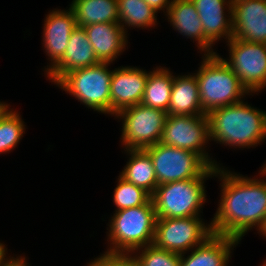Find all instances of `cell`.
<instances>
[{
  "instance_id": "15",
  "label": "cell",
  "mask_w": 266,
  "mask_h": 266,
  "mask_svg": "<svg viewBox=\"0 0 266 266\" xmlns=\"http://www.w3.org/2000/svg\"><path fill=\"white\" fill-rule=\"evenodd\" d=\"M232 37L266 44V0H232Z\"/></svg>"
},
{
  "instance_id": "21",
  "label": "cell",
  "mask_w": 266,
  "mask_h": 266,
  "mask_svg": "<svg viewBox=\"0 0 266 266\" xmlns=\"http://www.w3.org/2000/svg\"><path fill=\"white\" fill-rule=\"evenodd\" d=\"M121 152L127 161L118 174L152 196L158 183L149 153L145 149H124Z\"/></svg>"
},
{
  "instance_id": "4",
  "label": "cell",
  "mask_w": 266,
  "mask_h": 266,
  "mask_svg": "<svg viewBox=\"0 0 266 266\" xmlns=\"http://www.w3.org/2000/svg\"><path fill=\"white\" fill-rule=\"evenodd\" d=\"M111 214L107 217L105 251L132 253L153 244L157 218L152 199L146 205L113 211Z\"/></svg>"
},
{
  "instance_id": "16",
  "label": "cell",
  "mask_w": 266,
  "mask_h": 266,
  "mask_svg": "<svg viewBox=\"0 0 266 266\" xmlns=\"http://www.w3.org/2000/svg\"><path fill=\"white\" fill-rule=\"evenodd\" d=\"M84 28L76 27L63 57L43 76L52 86L70 71L99 64Z\"/></svg>"
},
{
  "instance_id": "19",
  "label": "cell",
  "mask_w": 266,
  "mask_h": 266,
  "mask_svg": "<svg viewBox=\"0 0 266 266\" xmlns=\"http://www.w3.org/2000/svg\"><path fill=\"white\" fill-rule=\"evenodd\" d=\"M164 18L177 35L190 39L197 53L204 55L203 26L191 0H172Z\"/></svg>"
},
{
  "instance_id": "25",
  "label": "cell",
  "mask_w": 266,
  "mask_h": 266,
  "mask_svg": "<svg viewBox=\"0 0 266 266\" xmlns=\"http://www.w3.org/2000/svg\"><path fill=\"white\" fill-rule=\"evenodd\" d=\"M12 106L0 114V155L10 154L18 148L28 129L19 108Z\"/></svg>"
},
{
  "instance_id": "22",
  "label": "cell",
  "mask_w": 266,
  "mask_h": 266,
  "mask_svg": "<svg viewBox=\"0 0 266 266\" xmlns=\"http://www.w3.org/2000/svg\"><path fill=\"white\" fill-rule=\"evenodd\" d=\"M117 7L119 24L129 36L130 29L150 31L160 25L158 13L144 0H117Z\"/></svg>"
},
{
  "instance_id": "23",
  "label": "cell",
  "mask_w": 266,
  "mask_h": 266,
  "mask_svg": "<svg viewBox=\"0 0 266 266\" xmlns=\"http://www.w3.org/2000/svg\"><path fill=\"white\" fill-rule=\"evenodd\" d=\"M155 65L156 67H153L148 74L141 104L167 112L170 104L174 72L170 67L164 66V64H162L163 66Z\"/></svg>"
},
{
  "instance_id": "18",
  "label": "cell",
  "mask_w": 266,
  "mask_h": 266,
  "mask_svg": "<svg viewBox=\"0 0 266 266\" xmlns=\"http://www.w3.org/2000/svg\"><path fill=\"white\" fill-rule=\"evenodd\" d=\"M240 244L236 238L213 234L201 245L181 254L180 266H230L234 250Z\"/></svg>"
},
{
  "instance_id": "17",
  "label": "cell",
  "mask_w": 266,
  "mask_h": 266,
  "mask_svg": "<svg viewBox=\"0 0 266 266\" xmlns=\"http://www.w3.org/2000/svg\"><path fill=\"white\" fill-rule=\"evenodd\" d=\"M83 28L87 33L95 56L101 63L115 64L117 59L129 49V35L119 23H97Z\"/></svg>"
},
{
  "instance_id": "13",
  "label": "cell",
  "mask_w": 266,
  "mask_h": 266,
  "mask_svg": "<svg viewBox=\"0 0 266 266\" xmlns=\"http://www.w3.org/2000/svg\"><path fill=\"white\" fill-rule=\"evenodd\" d=\"M191 1L203 26L204 54H216L218 44L232 38V0Z\"/></svg>"
},
{
  "instance_id": "24",
  "label": "cell",
  "mask_w": 266,
  "mask_h": 266,
  "mask_svg": "<svg viewBox=\"0 0 266 266\" xmlns=\"http://www.w3.org/2000/svg\"><path fill=\"white\" fill-rule=\"evenodd\" d=\"M68 6L74 11L80 28L97 23H119L117 0H72Z\"/></svg>"
},
{
  "instance_id": "5",
  "label": "cell",
  "mask_w": 266,
  "mask_h": 266,
  "mask_svg": "<svg viewBox=\"0 0 266 266\" xmlns=\"http://www.w3.org/2000/svg\"><path fill=\"white\" fill-rule=\"evenodd\" d=\"M216 168L210 166L194 179L158 185L152 195L156 218L203 217L209 203L206 183L214 178Z\"/></svg>"
},
{
  "instance_id": "27",
  "label": "cell",
  "mask_w": 266,
  "mask_h": 266,
  "mask_svg": "<svg viewBox=\"0 0 266 266\" xmlns=\"http://www.w3.org/2000/svg\"><path fill=\"white\" fill-rule=\"evenodd\" d=\"M139 266H180L181 254L157 248L154 244L132 252Z\"/></svg>"
},
{
  "instance_id": "35",
  "label": "cell",
  "mask_w": 266,
  "mask_h": 266,
  "mask_svg": "<svg viewBox=\"0 0 266 266\" xmlns=\"http://www.w3.org/2000/svg\"><path fill=\"white\" fill-rule=\"evenodd\" d=\"M259 168L266 174V161H264Z\"/></svg>"
},
{
  "instance_id": "9",
  "label": "cell",
  "mask_w": 266,
  "mask_h": 266,
  "mask_svg": "<svg viewBox=\"0 0 266 266\" xmlns=\"http://www.w3.org/2000/svg\"><path fill=\"white\" fill-rule=\"evenodd\" d=\"M224 44L228 51L226 58L217 54L234 71L250 94L260 95L266 90V44L233 37Z\"/></svg>"
},
{
  "instance_id": "10",
  "label": "cell",
  "mask_w": 266,
  "mask_h": 266,
  "mask_svg": "<svg viewBox=\"0 0 266 266\" xmlns=\"http://www.w3.org/2000/svg\"><path fill=\"white\" fill-rule=\"evenodd\" d=\"M213 235L211 222L204 217L159 218L153 244L178 254L189 252Z\"/></svg>"
},
{
  "instance_id": "30",
  "label": "cell",
  "mask_w": 266,
  "mask_h": 266,
  "mask_svg": "<svg viewBox=\"0 0 266 266\" xmlns=\"http://www.w3.org/2000/svg\"><path fill=\"white\" fill-rule=\"evenodd\" d=\"M158 14L166 15L172 0H144Z\"/></svg>"
},
{
  "instance_id": "26",
  "label": "cell",
  "mask_w": 266,
  "mask_h": 266,
  "mask_svg": "<svg viewBox=\"0 0 266 266\" xmlns=\"http://www.w3.org/2000/svg\"><path fill=\"white\" fill-rule=\"evenodd\" d=\"M116 186L112 192L114 211L146 205L152 196L144 189L122 178L119 174L115 180Z\"/></svg>"
},
{
  "instance_id": "14",
  "label": "cell",
  "mask_w": 266,
  "mask_h": 266,
  "mask_svg": "<svg viewBox=\"0 0 266 266\" xmlns=\"http://www.w3.org/2000/svg\"><path fill=\"white\" fill-rule=\"evenodd\" d=\"M150 71L140 65H121L113 68L110 83V117H114L122 109L141 104Z\"/></svg>"
},
{
  "instance_id": "6",
  "label": "cell",
  "mask_w": 266,
  "mask_h": 266,
  "mask_svg": "<svg viewBox=\"0 0 266 266\" xmlns=\"http://www.w3.org/2000/svg\"><path fill=\"white\" fill-rule=\"evenodd\" d=\"M112 63H99L65 74L54 86L74 97L80 105L110 117V83Z\"/></svg>"
},
{
  "instance_id": "3",
  "label": "cell",
  "mask_w": 266,
  "mask_h": 266,
  "mask_svg": "<svg viewBox=\"0 0 266 266\" xmlns=\"http://www.w3.org/2000/svg\"><path fill=\"white\" fill-rule=\"evenodd\" d=\"M199 56H202L199 67L192 73L197 78L201 107L205 114L255 96L247 91L217 53Z\"/></svg>"
},
{
  "instance_id": "1",
  "label": "cell",
  "mask_w": 266,
  "mask_h": 266,
  "mask_svg": "<svg viewBox=\"0 0 266 266\" xmlns=\"http://www.w3.org/2000/svg\"><path fill=\"white\" fill-rule=\"evenodd\" d=\"M213 179L220 188L216 211L210 218L213 234L240 242L251 230L258 234L266 222V174L259 168L258 173L244 176L221 165Z\"/></svg>"
},
{
  "instance_id": "28",
  "label": "cell",
  "mask_w": 266,
  "mask_h": 266,
  "mask_svg": "<svg viewBox=\"0 0 266 266\" xmlns=\"http://www.w3.org/2000/svg\"><path fill=\"white\" fill-rule=\"evenodd\" d=\"M85 266H131V253L103 251Z\"/></svg>"
},
{
  "instance_id": "32",
  "label": "cell",
  "mask_w": 266,
  "mask_h": 266,
  "mask_svg": "<svg viewBox=\"0 0 266 266\" xmlns=\"http://www.w3.org/2000/svg\"><path fill=\"white\" fill-rule=\"evenodd\" d=\"M0 100V114L10 105L11 102Z\"/></svg>"
},
{
  "instance_id": "29",
  "label": "cell",
  "mask_w": 266,
  "mask_h": 266,
  "mask_svg": "<svg viewBox=\"0 0 266 266\" xmlns=\"http://www.w3.org/2000/svg\"><path fill=\"white\" fill-rule=\"evenodd\" d=\"M28 256L23 252L22 254H16L11 252L7 259L1 264V266H31L29 264Z\"/></svg>"
},
{
  "instance_id": "8",
  "label": "cell",
  "mask_w": 266,
  "mask_h": 266,
  "mask_svg": "<svg viewBox=\"0 0 266 266\" xmlns=\"http://www.w3.org/2000/svg\"><path fill=\"white\" fill-rule=\"evenodd\" d=\"M161 143L199 154L210 166L220 167L209 149V119L207 115H168Z\"/></svg>"
},
{
  "instance_id": "2",
  "label": "cell",
  "mask_w": 266,
  "mask_h": 266,
  "mask_svg": "<svg viewBox=\"0 0 266 266\" xmlns=\"http://www.w3.org/2000/svg\"><path fill=\"white\" fill-rule=\"evenodd\" d=\"M209 119L210 144L244 150L266 143V111L248 103V100L213 109Z\"/></svg>"
},
{
  "instance_id": "34",
  "label": "cell",
  "mask_w": 266,
  "mask_h": 266,
  "mask_svg": "<svg viewBox=\"0 0 266 266\" xmlns=\"http://www.w3.org/2000/svg\"><path fill=\"white\" fill-rule=\"evenodd\" d=\"M131 266H139L133 253H131Z\"/></svg>"
},
{
  "instance_id": "7",
  "label": "cell",
  "mask_w": 266,
  "mask_h": 266,
  "mask_svg": "<svg viewBox=\"0 0 266 266\" xmlns=\"http://www.w3.org/2000/svg\"><path fill=\"white\" fill-rule=\"evenodd\" d=\"M167 117V112L142 104L120 110L113 119L121 125V150L145 149L161 142Z\"/></svg>"
},
{
  "instance_id": "33",
  "label": "cell",
  "mask_w": 266,
  "mask_h": 266,
  "mask_svg": "<svg viewBox=\"0 0 266 266\" xmlns=\"http://www.w3.org/2000/svg\"><path fill=\"white\" fill-rule=\"evenodd\" d=\"M258 235L261 237V239L263 238L264 240H266V222L262 227V229L260 230V232L258 233Z\"/></svg>"
},
{
  "instance_id": "31",
  "label": "cell",
  "mask_w": 266,
  "mask_h": 266,
  "mask_svg": "<svg viewBox=\"0 0 266 266\" xmlns=\"http://www.w3.org/2000/svg\"><path fill=\"white\" fill-rule=\"evenodd\" d=\"M7 246L8 245H6L4 242H2V240H0V266L10 255L9 252H12L11 249H8Z\"/></svg>"
},
{
  "instance_id": "12",
  "label": "cell",
  "mask_w": 266,
  "mask_h": 266,
  "mask_svg": "<svg viewBox=\"0 0 266 266\" xmlns=\"http://www.w3.org/2000/svg\"><path fill=\"white\" fill-rule=\"evenodd\" d=\"M42 24L41 44L47 65L42 68L44 76L64 55L72 32L77 27L74 11L68 6L46 12Z\"/></svg>"
},
{
  "instance_id": "11",
  "label": "cell",
  "mask_w": 266,
  "mask_h": 266,
  "mask_svg": "<svg viewBox=\"0 0 266 266\" xmlns=\"http://www.w3.org/2000/svg\"><path fill=\"white\" fill-rule=\"evenodd\" d=\"M145 150L151 157L158 185L194 179L210 167L199 154L161 142Z\"/></svg>"
},
{
  "instance_id": "20",
  "label": "cell",
  "mask_w": 266,
  "mask_h": 266,
  "mask_svg": "<svg viewBox=\"0 0 266 266\" xmlns=\"http://www.w3.org/2000/svg\"><path fill=\"white\" fill-rule=\"evenodd\" d=\"M174 73L168 115H207L202 111L197 78L192 72Z\"/></svg>"
},
{
  "instance_id": "36",
  "label": "cell",
  "mask_w": 266,
  "mask_h": 266,
  "mask_svg": "<svg viewBox=\"0 0 266 266\" xmlns=\"http://www.w3.org/2000/svg\"><path fill=\"white\" fill-rule=\"evenodd\" d=\"M258 266H266V257H265V259H262V263Z\"/></svg>"
}]
</instances>
